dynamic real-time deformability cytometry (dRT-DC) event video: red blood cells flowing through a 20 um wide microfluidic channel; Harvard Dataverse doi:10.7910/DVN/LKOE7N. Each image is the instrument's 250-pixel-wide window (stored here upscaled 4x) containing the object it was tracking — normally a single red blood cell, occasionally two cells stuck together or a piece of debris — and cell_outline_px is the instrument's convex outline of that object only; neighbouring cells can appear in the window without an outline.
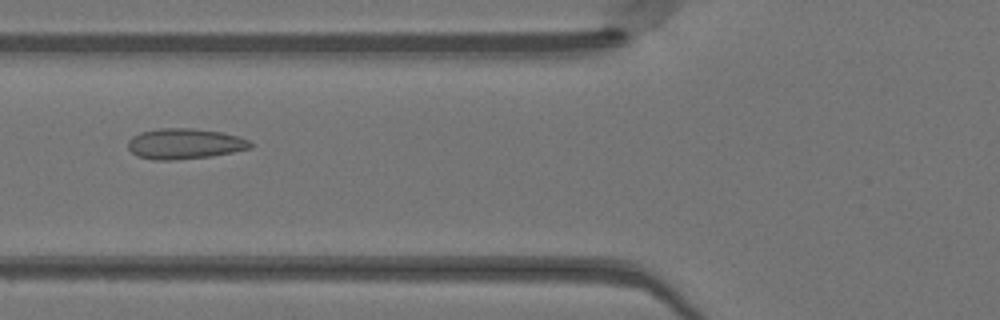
{"species": "Egyptian fruit bat (a non-hibernating species)", "species_latin": "Rousettus aegyptiacus", "temperature_condition": "warm", "stored_images_in_passage": 49, "camera_frame_rate_fps": 3000, "um_per_image_px": 0.085, "animal": {"sex": "female"}, "frame": {"image": 1, "passage_image": 19, "time_ms": 6.0, "image_size_px": [1000, 320], "cell_outline_px": [[252, 148], [212, 156], [172, 160], [152, 160], [136, 156], [128, 148], [128, 140], [132, 136], [140, 132], [160, 128], [192, 128], [220, 132], [236, 136], [248, 140], [252, 144]], "centroid_in_image_um": [15.65, 12.22], "position_along_channel_um": 110.1, "area_um2": 21.79}}
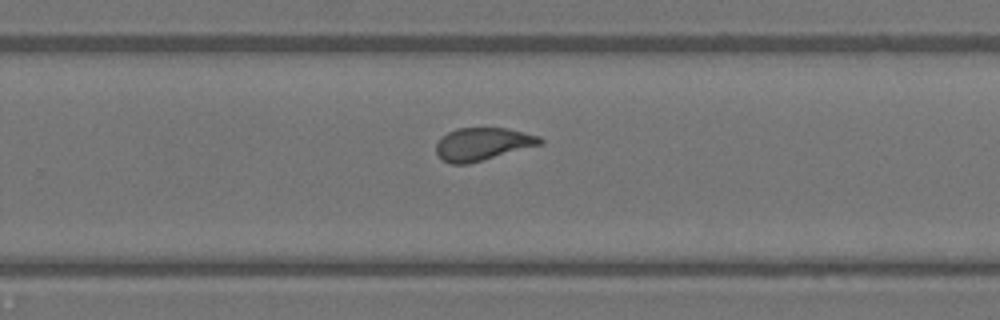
{"frame": {"image": 2, "passage_image": 32, "time_ms": 10.333, "image_size_px": [1000, 320], "cell_outline_px": [[544, 140], [540, 144], [468, 164], [452, 164], [444, 160], [436, 152], [436, 144], [448, 132], [456, 128], [508, 128], [540, 136]], "centroid_in_image_um": [41.02, 12.23], "position_along_channel_um": 288.8, "area_um2": 19.48}}
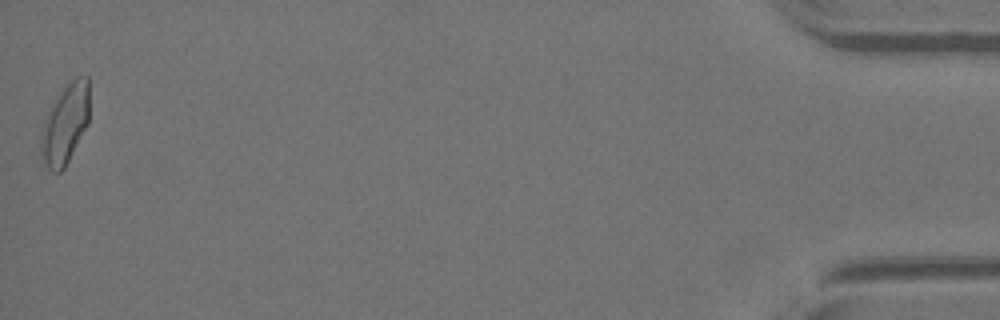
{"frame": {"image": 3, "passage_image": 49, "time_ms": 16.0, "image_size_px": [1000, 320], "cell_outline_px": [[88, 124], [64, 168], [60, 172], [52, 172], [44, 164], [40, 148], [40, 140], [44, 116], [56, 96], [64, 84], [76, 76], [88, 76]], "centroid_in_image_um": [5.51, 10.5], "position_along_channel_um": 429.7, "area_um2": 22.77}, "authors_computed_cell_mechanics": {"area_um2": 20.808, "velocity_mm_per_s": 4.1275, "shape_relaxation_time_tau1_ms": null, "shape_relaxation_time_tau2_ms": 0.7051, "deformation_change_tau1": null, "deformation_change_tau2": 0.068}}